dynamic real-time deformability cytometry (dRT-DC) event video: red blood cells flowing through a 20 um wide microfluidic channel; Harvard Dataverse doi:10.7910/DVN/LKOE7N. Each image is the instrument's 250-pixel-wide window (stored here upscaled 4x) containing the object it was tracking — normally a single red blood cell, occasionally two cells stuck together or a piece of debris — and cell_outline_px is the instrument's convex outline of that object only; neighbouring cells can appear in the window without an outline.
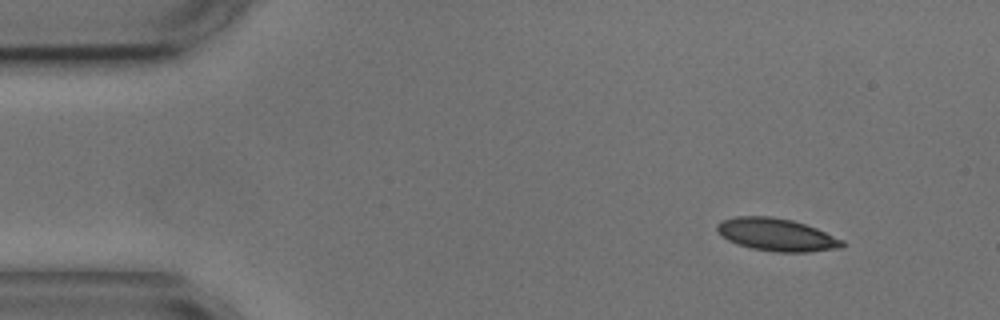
{"species": "common noctule bat (a hibernating species)", "species_latin": "Nyctalus noctula", "temperature_condition": "cold", "stored_images_in_passage": 3, "camera_frame_rate_fps": 3000, "um_per_image_px": 0.085, "animal": {"sex": "male", "body_mass_g": 17.9, "forearm_length_mm": 54.2}, "frame": {"image": 1, "passage_image": 1, "time_ms": 0.0, "image_size_px": [1000, 320], "cell_outline_px": [[844, 248], [808, 252], [776, 252], [752, 248], [736, 244], [728, 240], [716, 228], [716, 224], [720, 220], [736, 216], [772, 216], [792, 220], [816, 228], [844, 240]], "centroid_in_image_um": [66.03, 19.95], "position_along_channel_um": 19.0, "area_um2": 23.87}}